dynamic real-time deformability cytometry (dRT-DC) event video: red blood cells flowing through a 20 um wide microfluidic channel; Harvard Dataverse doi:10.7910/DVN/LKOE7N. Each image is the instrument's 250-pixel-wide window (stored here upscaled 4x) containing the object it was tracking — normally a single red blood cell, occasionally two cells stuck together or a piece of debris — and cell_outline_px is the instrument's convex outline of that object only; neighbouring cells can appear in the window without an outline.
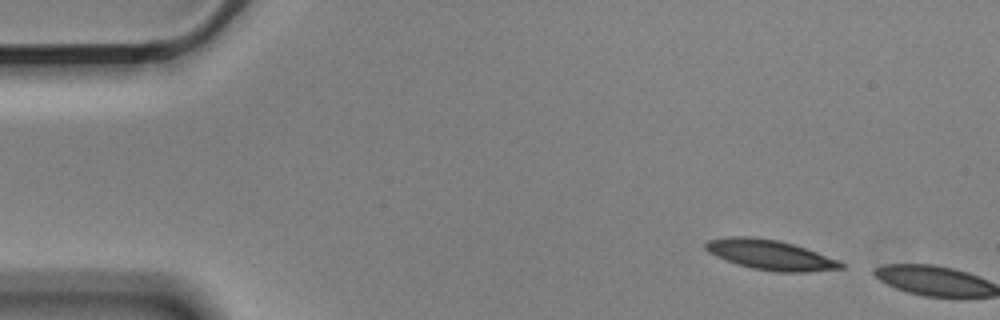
{"species": "Egyptian fruit bat (a non-hibernating species)", "species_latin": "Rousettus aegyptiacus", "temperature_condition": "cold", "stored_images_in_passage": 2, "camera_frame_rate_fps": 3000, "um_per_image_px": 0.085, "animal": {"sex": "male"}, "frame": {"image": 1, "passage_image": 1, "time_ms": 0.0, "image_size_px": [1000, 320], "cell_outline_px": [[844, 268], [808, 272], [772, 272], [752, 268], [736, 264], [716, 256], [708, 252], [704, 248], [704, 244], [708, 240], [732, 236], [748, 236], [780, 240], [840, 260], [844, 264]], "centroid_in_image_um": [65.47, 21.67], "position_along_channel_um": 19.5, "area_um2": 23.7}}